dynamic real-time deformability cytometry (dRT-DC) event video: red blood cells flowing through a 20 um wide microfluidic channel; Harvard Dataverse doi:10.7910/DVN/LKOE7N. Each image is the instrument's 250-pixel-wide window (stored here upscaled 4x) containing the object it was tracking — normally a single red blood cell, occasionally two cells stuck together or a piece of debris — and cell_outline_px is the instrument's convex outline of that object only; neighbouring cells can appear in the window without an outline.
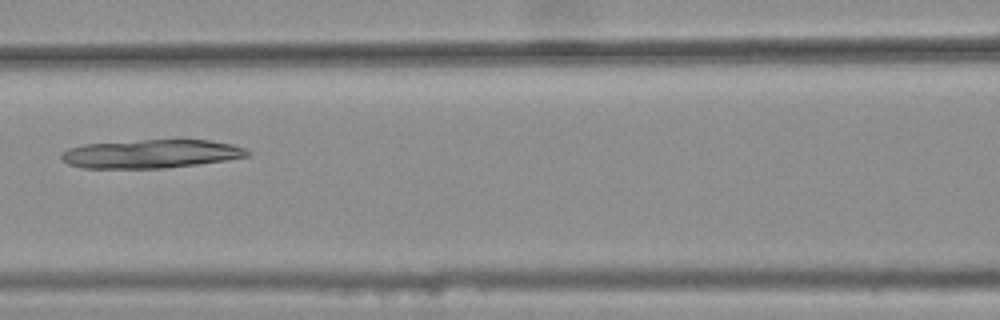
{"species": "common noctule bat (a hibernating species)", "species_latin": "Nyctalus noctula", "temperature_condition": "warm", "stored_images_in_passage": 7, "camera_frame_rate_fps": 3000, "um_per_image_px": 0.085, "animal": {"sex": "female", "body_mass_g": 25.1}, "frame": {"image": 1, "passage_image": 7, "time_ms": 2.0, "image_size_px": [1000, 320], "cell_outline_px": [[252, 152], [248, 156], [228, 160], [164, 168], [84, 168], [68, 164], [60, 156], [68, 148], [84, 144], [180, 136], [208, 140], [232, 144], [244, 148]], "centroid_in_image_um": [12.91, 13.03], "position_along_channel_um": 153.7, "area_um2": 32.02}}